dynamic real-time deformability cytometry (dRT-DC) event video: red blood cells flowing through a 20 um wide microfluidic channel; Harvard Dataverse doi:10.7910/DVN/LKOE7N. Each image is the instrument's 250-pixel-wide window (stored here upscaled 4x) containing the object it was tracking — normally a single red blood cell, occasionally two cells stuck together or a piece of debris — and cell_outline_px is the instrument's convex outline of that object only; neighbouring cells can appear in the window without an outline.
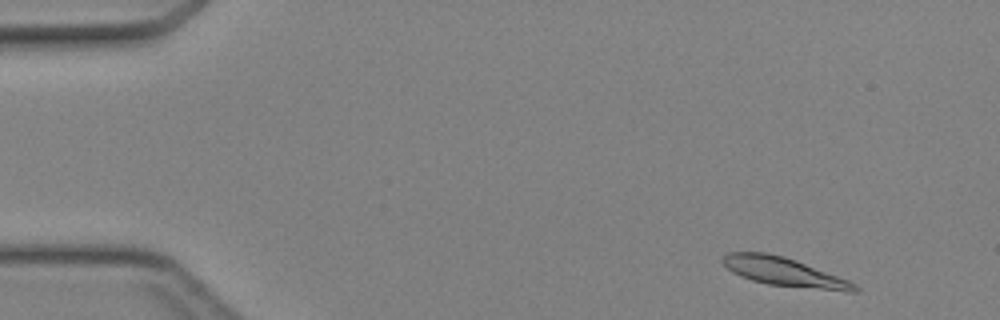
{"species": "Egyptian fruit bat (a non-hibernating species)", "species_latin": "Rousettus aegyptiacus", "temperature_condition": "cold", "stored_images_in_passage": 44, "camera_frame_rate_fps": 3000, "um_per_image_px": 0.085, "animal": {"sex": "female"}, "frame": {"image": 1, "passage_image": 3, "time_ms": 0.667, "image_size_px": [1000, 320], "cell_outline_px": [[860, 288], [856, 292], [848, 292], [768, 284], [752, 280], [740, 276], [732, 272], [720, 260], [728, 252], [764, 252], [784, 256], [848, 280], [856, 284]], "centroid_in_image_um": [66.64, 23.11], "position_along_channel_um": 18.4, "area_um2": 21.79}}
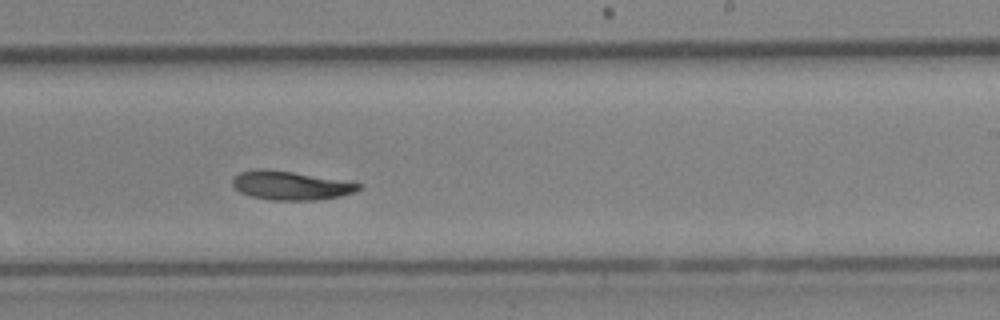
{"frame": {"image": 2, "passage_image": 27, "time_ms": 8.667, "image_size_px": [1000, 320], "cell_outline_px": [[364, 184], [356, 192], [340, 196], [316, 200], [272, 200], [252, 196], [240, 192], [232, 184], [232, 180], [240, 172], [292, 172]], "centroid_in_image_um": [24.8, 15.82], "position_along_channel_um": 264.2, "area_um2": 20.11}}
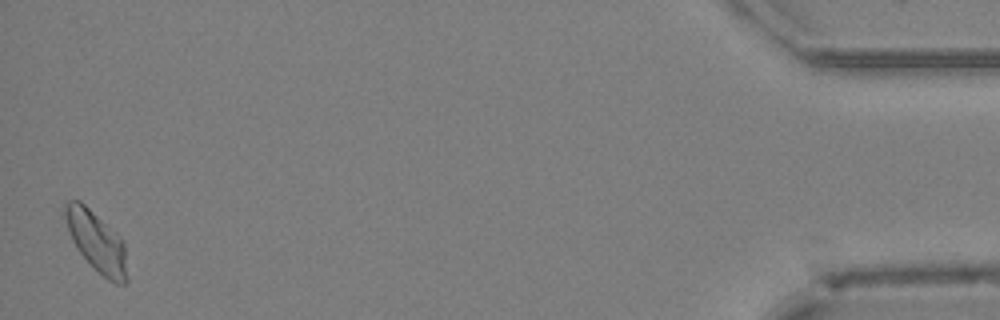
{"frame": {"image": 3, "passage_image": 44, "time_ms": 14.333, "image_size_px": [1000, 320], "cell_outline_px": [[128, 280], [124, 284], [116, 284], [108, 280], [76, 248], [72, 240], [64, 216], [64, 204], [68, 200], [80, 200], [120, 236], [124, 240], [128, 276]], "centroid_in_image_um": [8.23, 20.53], "position_along_channel_um": 427.0, "area_um2": 21.62}}